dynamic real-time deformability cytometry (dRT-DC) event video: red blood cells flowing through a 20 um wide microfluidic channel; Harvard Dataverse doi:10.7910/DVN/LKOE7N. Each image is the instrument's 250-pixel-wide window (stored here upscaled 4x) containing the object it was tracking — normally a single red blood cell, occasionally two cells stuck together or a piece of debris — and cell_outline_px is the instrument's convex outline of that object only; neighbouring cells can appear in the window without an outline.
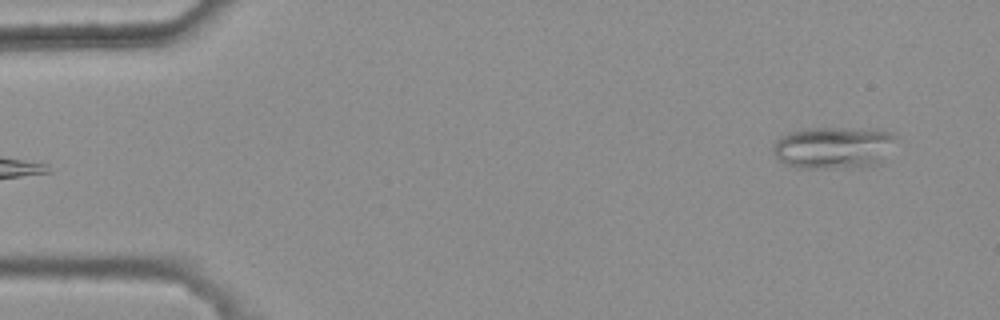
{"species": "common noctule bat (a hibernating species)", "species_latin": "Nyctalus noctula", "temperature_condition": "warm", "stored_images_in_passage": 5, "camera_frame_rate_fps": 3000, "um_per_image_px": 0.085, "animal": {"sex": "female", "body_mass_g": 25.1}, "frame": {"image": 1, "passage_image": 5, "time_ms": 1.333, "image_size_px": [1000, 320], "cell_outline_px": [[896, 136], [880, 164], [860, 168], [796, 168], [784, 164], [776, 156], [772, 148], [776, 140], [780, 136], [788, 132], [804, 128], [876, 128], [892, 132]], "centroid_in_image_um": [70.84, 12.54], "position_along_channel_um": 14.2, "area_um2": 30.63}}